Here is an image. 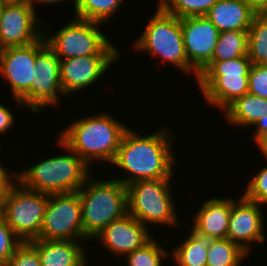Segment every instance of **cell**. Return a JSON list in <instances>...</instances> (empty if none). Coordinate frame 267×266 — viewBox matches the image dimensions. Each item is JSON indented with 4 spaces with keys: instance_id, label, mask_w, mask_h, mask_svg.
I'll list each match as a JSON object with an SVG mask.
<instances>
[{
    "instance_id": "cell-1",
    "label": "cell",
    "mask_w": 267,
    "mask_h": 266,
    "mask_svg": "<svg viewBox=\"0 0 267 266\" xmlns=\"http://www.w3.org/2000/svg\"><path fill=\"white\" fill-rule=\"evenodd\" d=\"M168 131L163 126L151 135L141 136L128 128L111 163L124 169L127 176L114 179L124 185L140 180L171 179L177 161L171 149L173 135Z\"/></svg>"
},
{
    "instance_id": "cell-2",
    "label": "cell",
    "mask_w": 267,
    "mask_h": 266,
    "mask_svg": "<svg viewBox=\"0 0 267 266\" xmlns=\"http://www.w3.org/2000/svg\"><path fill=\"white\" fill-rule=\"evenodd\" d=\"M128 128L107 112L95 113L71 122L59 138L89 166L97 160L111 164Z\"/></svg>"
},
{
    "instance_id": "cell-3",
    "label": "cell",
    "mask_w": 267,
    "mask_h": 266,
    "mask_svg": "<svg viewBox=\"0 0 267 266\" xmlns=\"http://www.w3.org/2000/svg\"><path fill=\"white\" fill-rule=\"evenodd\" d=\"M58 145L68 153L46 158L18 172V182L25 188L45 194L78 191L91 176L89 165L60 138Z\"/></svg>"
},
{
    "instance_id": "cell-4",
    "label": "cell",
    "mask_w": 267,
    "mask_h": 266,
    "mask_svg": "<svg viewBox=\"0 0 267 266\" xmlns=\"http://www.w3.org/2000/svg\"><path fill=\"white\" fill-rule=\"evenodd\" d=\"M77 192L81 201L83 240L92 241L112 221L128 214L127 187L117 179L105 181L90 176Z\"/></svg>"
},
{
    "instance_id": "cell-5",
    "label": "cell",
    "mask_w": 267,
    "mask_h": 266,
    "mask_svg": "<svg viewBox=\"0 0 267 266\" xmlns=\"http://www.w3.org/2000/svg\"><path fill=\"white\" fill-rule=\"evenodd\" d=\"M136 51L148 52L153 58L172 63L187 75L198 73L190 66L184 50L180 18L167 13L157 4L154 16L149 20L141 35L134 41Z\"/></svg>"
},
{
    "instance_id": "cell-6",
    "label": "cell",
    "mask_w": 267,
    "mask_h": 266,
    "mask_svg": "<svg viewBox=\"0 0 267 266\" xmlns=\"http://www.w3.org/2000/svg\"><path fill=\"white\" fill-rule=\"evenodd\" d=\"M251 65L247 55L230 60L210 61L197 79L206 102L224 111L236 99L246 94Z\"/></svg>"
},
{
    "instance_id": "cell-7",
    "label": "cell",
    "mask_w": 267,
    "mask_h": 266,
    "mask_svg": "<svg viewBox=\"0 0 267 266\" xmlns=\"http://www.w3.org/2000/svg\"><path fill=\"white\" fill-rule=\"evenodd\" d=\"M101 24L74 17L50 36L43 31V36L60 60L89 55H120L117 46L100 31Z\"/></svg>"
},
{
    "instance_id": "cell-8",
    "label": "cell",
    "mask_w": 267,
    "mask_h": 266,
    "mask_svg": "<svg viewBox=\"0 0 267 266\" xmlns=\"http://www.w3.org/2000/svg\"><path fill=\"white\" fill-rule=\"evenodd\" d=\"M171 179L140 180L126 185L128 214L146 227L165 225L177 228L175 201L171 193ZM149 223V224H148Z\"/></svg>"
},
{
    "instance_id": "cell-9",
    "label": "cell",
    "mask_w": 267,
    "mask_h": 266,
    "mask_svg": "<svg viewBox=\"0 0 267 266\" xmlns=\"http://www.w3.org/2000/svg\"><path fill=\"white\" fill-rule=\"evenodd\" d=\"M49 194L25 188L17 182L6 194L2 217L23 241L39 236Z\"/></svg>"
},
{
    "instance_id": "cell-10",
    "label": "cell",
    "mask_w": 267,
    "mask_h": 266,
    "mask_svg": "<svg viewBox=\"0 0 267 266\" xmlns=\"http://www.w3.org/2000/svg\"><path fill=\"white\" fill-rule=\"evenodd\" d=\"M41 240H83L82 209L78 192L49 194L40 228Z\"/></svg>"
},
{
    "instance_id": "cell-11",
    "label": "cell",
    "mask_w": 267,
    "mask_h": 266,
    "mask_svg": "<svg viewBox=\"0 0 267 266\" xmlns=\"http://www.w3.org/2000/svg\"><path fill=\"white\" fill-rule=\"evenodd\" d=\"M59 95L61 98L64 95L60 80V59L46 45L36 55L32 85L20 102L38 115L40 110H45V106H59Z\"/></svg>"
},
{
    "instance_id": "cell-12",
    "label": "cell",
    "mask_w": 267,
    "mask_h": 266,
    "mask_svg": "<svg viewBox=\"0 0 267 266\" xmlns=\"http://www.w3.org/2000/svg\"><path fill=\"white\" fill-rule=\"evenodd\" d=\"M47 45L44 36L38 41L0 50V74L9 83L15 103L30 90L33 82L36 55Z\"/></svg>"
},
{
    "instance_id": "cell-13",
    "label": "cell",
    "mask_w": 267,
    "mask_h": 266,
    "mask_svg": "<svg viewBox=\"0 0 267 266\" xmlns=\"http://www.w3.org/2000/svg\"><path fill=\"white\" fill-rule=\"evenodd\" d=\"M35 11L29 2L4 5L0 17V50L32 44L43 36L40 27L50 29L49 23L36 17Z\"/></svg>"
},
{
    "instance_id": "cell-14",
    "label": "cell",
    "mask_w": 267,
    "mask_h": 266,
    "mask_svg": "<svg viewBox=\"0 0 267 266\" xmlns=\"http://www.w3.org/2000/svg\"><path fill=\"white\" fill-rule=\"evenodd\" d=\"M261 204L247 199L244 195L238 200L232 198V208L229 216L227 238L238 244L248 254L250 243L265 241L264 216Z\"/></svg>"
},
{
    "instance_id": "cell-15",
    "label": "cell",
    "mask_w": 267,
    "mask_h": 266,
    "mask_svg": "<svg viewBox=\"0 0 267 266\" xmlns=\"http://www.w3.org/2000/svg\"><path fill=\"white\" fill-rule=\"evenodd\" d=\"M180 25L186 57L199 74L212 59L219 31L206 16L181 18Z\"/></svg>"
},
{
    "instance_id": "cell-16",
    "label": "cell",
    "mask_w": 267,
    "mask_h": 266,
    "mask_svg": "<svg viewBox=\"0 0 267 266\" xmlns=\"http://www.w3.org/2000/svg\"><path fill=\"white\" fill-rule=\"evenodd\" d=\"M120 55H89L60 60V80L65 96L92 87ZM116 61V62H115Z\"/></svg>"
},
{
    "instance_id": "cell-17",
    "label": "cell",
    "mask_w": 267,
    "mask_h": 266,
    "mask_svg": "<svg viewBox=\"0 0 267 266\" xmlns=\"http://www.w3.org/2000/svg\"><path fill=\"white\" fill-rule=\"evenodd\" d=\"M148 227L127 214L121 219L112 221L94 239L102 243L103 248L116 257L126 256L146 244L153 235Z\"/></svg>"
},
{
    "instance_id": "cell-18",
    "label": "cell",
    "mask_w": 267,
    "mask_h": 266,
    "mask_svg": "<svg viewBox=\"0 0 267 266\" xmlns=\"http://www.w3.org/2000/svg\"><path fill=\"white\" fill-rule=\"evenodd\" d=\"M232 208V197H212L206 200L192 219L190 230L206 239L227 238L229 216Z\"/></svg>"
},
{
    "instance_id": "cell-19",
    "label": "cell",
    "mask_w": 267,
    "mask_h": 266,
    "mask_svg": "<svg viewBox=\"0 0 267 266\" xmlns=\"http://www.w3.org/2000/svg\"><path fill=\"white\" fill-rule=\"evenodd\" d=\"M38 251L41 266H88L85 247L80 240L29 241Z\"/></svg>"
},
{
    "instance_id": "cell-20",
    "label": "cell",
    "mask_w": 267,
    "mask_h": 266,
    "mask_svg": "<svg viewBox=\"0 0 267 266\" xmlns=\"http://www.w3.org/2000/svg\"><path fill=\"white\" fill-rule=\"evenodd\" d=\"M257 13L243 0H218L205 15L219 32L248 31Z\"/></svg>"
},
{
    "instance_id": "cell-21",
    "label": "cell",
    "mask_w": 267,
    "mask_h": 266,
    "mask_svg": "<svg viewBox=\"0 0 267 266\" xmlns=\"http://www.w3.org/2000/svg\"><path fill=\"white\" fill-rule=\"evenodd\" d=\"M223 112L226 121L234 127L253 126L260 118L267 115V99L247 92Z\"/></svg>"
},
{
    "instance_id": "cell-22",
    "label": "cell",
    "mask_w": 267,
    "mask_h": 266,
    "mask_svg": "<svg viewBox=\"0 0 267 266\" xmlns=\"http://www.w3.org/2000/svg\"><path fill=\"white\" fill-rule=\"evenodd\" d=\"M208 239L194 234L191 230L180 245L173 248V263L177 266H207Z\"/></svg>"
},
{
    "instance_id": "cell-23",
    "label": "cell",
    "mask_w": 267,
    "mask_h": 266,
    "mask_svg": "<svg viewBox=\"0 0 267 266\" xmlns=\"http://www.w3.org/2000/svg\"><path fill=\"white\" fill-rule=\"evenodd\" d=\"M248 255L228 238L208 239L207 266H241Z\"/></svg>"
},
{
    "instance_id": "cell-24",
    "label": "cell",
    "mask_w": 267,
    "mask_h": 266,
    "mask_svg": "<svg viewBox=\"0 0 267 266\" xmlns=\"http://www.w3.org/2000/svg\"><path fill=\"white\" fill-rule=\"evenodd\" d=\"M248 31L219 32L210 61H223L247 55Z\"/></svg>"
},
{
    "instance_id": "cell-25",
    "label": "cell",
    "mask_w": 267,
    "mask_h": 266,
    "mask_svg": "<svg viewBox=\"0 0 267 266\" xmlns=\"http://www.w3.org/2000/svg\"><path fill=\"white\" fill-rule=\"evenodd\" d=\"M247 56L252 64H267V13H257L251 22Z\"/></svg>"
},
{
    "instance_id": "cell-26",
    "label": "cell",
    "mask_w": 267,
    "mask_h": 266,
    "mask_svg": "<svg viewBox=\"0 0 267 266\" xmlns=\"http://www.w3.org/2000/svg\"><path fill=\"white\" fill-rule=\"evenodd\" d=\"M122 2L123 0H76L74 16L102 23L103 26L120 9Z\"/></svg>"
},
{
    "instance_id": "cell-27",
    "label": "cell",
    "mask_w": 267,
    "mask_h": 266,
    "mask_svg": "<svg viewBox=\"0 0 267 266\" xmlns=\"http://www.w3.org/2000/svg\"><path fill=\"white\" fill-rule=\"evenodd\" d=\"M153 237L142 247L124 256L128 266H162V259L170 256L169 251ZM167 250V251H166Z\"/></svg>"
},
{
    "instance_id": "cell-28",
    "label": "cell",
    "mask_w": 267,
    "mask_h": 266,
    "mask_svg": "<svg viewBox=\"0 0 267 266\" xmlns=\"http://www.w3.org/2000/svg\"><path fill=\"white\" fill-rule=\"evenodd\" d=\"M218 0H160L158 4L178 18L205 16Z\"/></svg>"
},
{
    "instance_id": "cell-29",
    "label": "cell",
    "mask_w": 267,
    "mask_h": 266,
    "mask_svg": "<svg viewBox=\"0 0 267 266\" xmlns=\"http://www.w3.org/2000/svg\"><path fill=\"white\" fill-rule=\"evenodd\" d=\"M243 195L258 204L267 205V166L260 168L245 186Z\"/></svg>"
},
{
    "instance_id": "cell-30",
    "label": "cell",
    "mask_w": 267,
    "mask_h": 266,
    "mask_svg": "<svg viewBox=\"0 0 267 266\" xmlns=\"http://www.w3.org/2000/svg\"><path fill=\"white\" fill-rule=\"evenodd\" d=\"M22 242L5 219L0 216V263H7Z\"/></svg>"
},
{
    "instance_id": "cell-31",
    "label": "cell",
    "mask_w": 267,
    "mask_h": 266,
    "mask_svg": "<svg viewBox=\"0 0 267 266\" xmlns=\"http://www.w3.org/2000/svg\"><path fill=\"white\" fill-rule=\"evenodd\" d=\"M8 266H41L37 249L28 241L22 242L11 255Z\"/></svg>"
},
{
    "instance_id": "cell-32",
    "label": "cell",
    "mask_w": 267,
    "mask_h": 266,
    "mask_svg": "<svg viewBox=\"0 0 267 266\" xmlns=\"http://www.w3.org/2000/svg\"><path fill=\"white\" fill-rule=\"evenodd\" d=\"M248 80V92L267 99V64H252Z\"/></svg>"
},
{
    "instance_id": "cell-33",
    "label": "cell",
    "mask_w": 267,
    "mask_h": 266,
    "mask_svg": "<svg viewBox=\"0 0 267 266\" xmlns=\"http://www.w3.org/2000/svg\"><path fill=\"white\" fill-rule=\"evenodd\" d=\"M14 113L6 105L0 103V134H7L10 126L14 124Z\"/></svg>"
},
{
    "instance_id": "cell-34",
    "label": "cell",
    "mask_w": 267,
    "mask_h": 266,
    "mask_svg": "<svg viewBox=\"0 0 267 266\" xmlns=\"http://www.w3.org/2000/svg\"><path fill=\"white\" fill-rule=\"evenodd\" d=\"M2 165L0 163V185H15L18 182V172L9 171V169Z\"/></svg>"
},
{
    "instance_id": "cell-35",
    "label": "cell",
    "mask_w": 267,
    "mask_h": 266,
    "mask_svg": "<svg viewBox=\"0 0 267 266\" xmlns=\"http://www.w3.org/2000/svg\"><path fill=\"white\" fill-rule=\"evenodd\" d=\"M253 126H255V129L253 130L252 139L256 143L261 137L267 134V115L260 118Z\"/></svg>"
},
{
    "instance_id": "cell-36",
    "label": "cell",
    "mask_w": 267,
    "mask_h": 266,
    "mask_svg": "<svg viewBox=\"0 0 267 266\" xmlns=\"http://www.w3.org/2000/svg\"><path fill=\"white\" fill-rule=\"evenodd\" d=\"M256 13H267V0H243Z\"/></svg>"
},
{
    "instance_id": "cell-37",
    "label": "cell",
    "mask_w": 267,
    "mask_h": 266,
    "mask_svg": "<svg viewBox=\"0 0 267 266\" xmlns=\"http://www.w3.org/2000/svg\"><path fill=\"white\" fill-rule=\"evenodd\" d=\"M13 186L14 185H0V216L4 210L6 194Z\"/></svg>"
},
{
    "instance_id": "cell-38",
    "label": "cell",
    "mask_w": 267,
    "mask_h": 266,
    "mask_svg": "<svg viewBox=\"0 0 267 266\" xmlns=\"http://www.w3.org/2000/svg\"><path fill=\"white\" fill-rule=\"evenodd\" d=\"M67 0H28V2L33 6L34 9L35 8V4L39 3L40 5L41 4H59V3H62V2H66ZM73 6L75 7V3H76V0H73Z\"/></svg>"
},
{
    "instance_id": "cell-39",
    "label": "cell",
    "mask_w": 267,
    "mask_h": 266,
    "mask_svg": "<svg viewBox=\"0 0 267 266\" xmlns=\"http://www.w3.org/2000/svg\"><path fill=\"white\" fill-rule=\"evenodd\" d=\"M257 146L261 150V153L264 154L263 156L267 159V134L261 137L257 142Z\"/></svg>"
},
{
    "instance_id": "cell-40",
    "label": "cell",
    "mask_w": 267,
    "mask_h": 266,
    "mask_svg": "<svg viewBox=\"0 0 267 266\" xmlns=\"http://www.w3.org/2000/svg\"><path fill=\"white\" fill-rule=\"evenodd\" d=\"M2 2L6 4H20L23 2H28V0H2Z\"/></svg>"
},
{
    "instance_id": "cell-41",
    "label": "cell",
    "mask_w": 267,
    "mask_h": 266,
    "mask_svg": "<svg viewBox=\"0 0 267 266\" xmlns=\"http://www.w3.org/2000/svg\"><path fill=\"white\" fill-rule=\"evenodd\" d=\"M4 5L5 4L2 2V0H0V17H1V12H2Z\"/></svg>"
},
{
    "instance_id": "cell-42",
    "label": "cell",
    "mask_w": 267,
    "mask_h": 266,
    "mask_svg": "<svg viewBox=\"0 0 267 266\" xmlns=\"http://www.w3.org/2000/svg\"><path fill=\"white\" fill-rule=\"evenodd\" d=\"M0 266H8L7 263H0Z\"/></svg>"
}]
</instances>
